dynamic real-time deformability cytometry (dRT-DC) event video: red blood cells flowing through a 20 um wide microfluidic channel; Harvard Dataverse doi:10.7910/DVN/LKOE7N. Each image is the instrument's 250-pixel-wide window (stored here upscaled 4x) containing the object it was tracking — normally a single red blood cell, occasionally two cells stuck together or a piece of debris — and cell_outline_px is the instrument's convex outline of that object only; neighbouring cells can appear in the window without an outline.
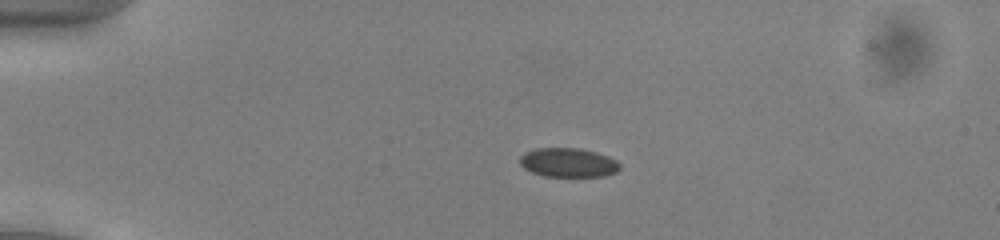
{"species": "common noctule bat (a hibernating species)", "species_latin": "Nyctalus noctula", "temperature_condition": "cold", "stored_images_in_passage": 47, "camera_frame_rate_fps": 3000, "um_per_image_px": 0.085, "animal": {"sex": "male", "body_mass_g": 13.0, "forearm_length_mm": 53.1}, "frame": {"image": 1, "passage_image": 13, "time_ms": 4.0, "image_size_px": [1000, 240], "cell_outline_px": [[620, 168], [616, 172], [604, 176], [544, 176], [532, 172], [524, 168], [520, 164], [520, 156], [524, 152], [536, 148], [580, 148], [596, 152], [608, 156], [616, 160], [620, 164]], "centroid_in_image_um": [48.29, 13.81], "position_along_channel_um": 36.7, "area_um2": 16.99}}
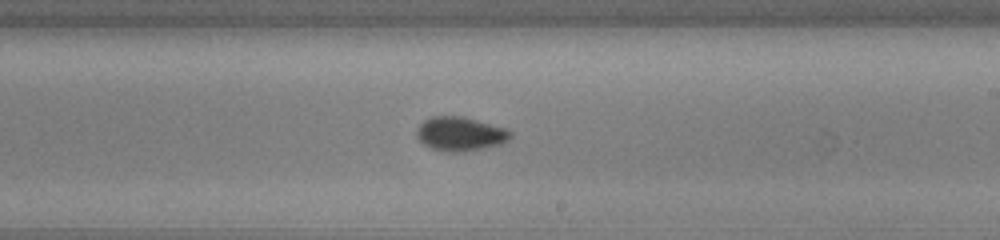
{"frame": {"image": 2, "passage_image": 33, "time_ms": 10.667, "image_size_px": [1000, 240], "cell_outline_px": [[512, 136], [504, 144], [464, 152], [444, 152], [432, 148], [424, 144], [416, 136], [416, 128], [424, 120], [432, 116], [464, 116], [504, 128], [512, 132]], "centroid_in_image_um": [39.12, 11.39], "position_along_channel_um": 249.9, "area_um2": 18.79}}
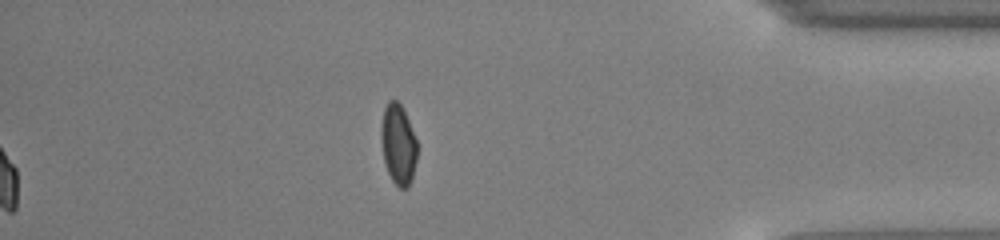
{"frame": {"image": 3, "passage_image": 47, "time_ms": 15.333, "image_size_px": [1000, 240], "cell_outline_px": [[416, 160], [412, 180], [408, 188], [400, 188], [392, 180], [388, 172], [384, 160], [380, 140], [380, 128], [384, 108], [388, 100], [396, 100], [400, 104], [408, 120], [416, 140]], "centroid_in_image_um": [33.83, 12.28], "position_along_channel_um": 401.4, "area_um2": 16.82}, "authors_computed_cell_mechanics": {"area_um2": 17.629, "velocity_mm_per_s": 3.9412, "shape_relaxation_time_tau1_ms": 2.948, "shape_relaxation_time_tau2_ms": 2.4818, "deformation_change_tau1": 0.0726, "deformation_change_tau2": 0.0656}}